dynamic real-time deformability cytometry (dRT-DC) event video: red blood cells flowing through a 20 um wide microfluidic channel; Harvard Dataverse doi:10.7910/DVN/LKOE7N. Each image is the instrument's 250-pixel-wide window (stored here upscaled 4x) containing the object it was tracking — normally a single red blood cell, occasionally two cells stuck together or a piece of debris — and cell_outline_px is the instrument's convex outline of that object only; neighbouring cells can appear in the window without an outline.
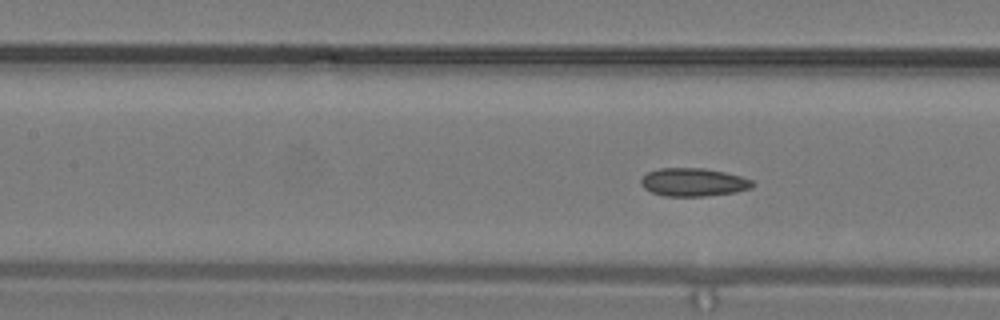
{"species": "common noctule bat (a hibernating species)", "species_latin": "Nyctalus noctula", "temperature_condition": "warm", "stored_images_in_passage": 7, "segment_of_instrument_passage": [2, 2], "camera_frame_rate_fps": 3000, "um_per_image_px": 0.085, "animal": {"sex": "male", "body_mass_g": 19.2, "forearm_length_mm": 51.8}, "frame": {"image": 1, "passage_image": 7, "time_ms": 2.0, "image_size_px": [1000, 320], "cell_outline_px": [[756, 184], [752, 188], [736, 192], [704, 196], [664, 196], [652, 192], [644, 188], [640, 184], [640, 180], [648, 172], [660, 168], [704, 168], [724, 172], [740, 176], [752, 180]], "centroid_in_image_um": [58.95, 15.49], "position_along_channel_um": 148.4, "area_um2": 18.32}}